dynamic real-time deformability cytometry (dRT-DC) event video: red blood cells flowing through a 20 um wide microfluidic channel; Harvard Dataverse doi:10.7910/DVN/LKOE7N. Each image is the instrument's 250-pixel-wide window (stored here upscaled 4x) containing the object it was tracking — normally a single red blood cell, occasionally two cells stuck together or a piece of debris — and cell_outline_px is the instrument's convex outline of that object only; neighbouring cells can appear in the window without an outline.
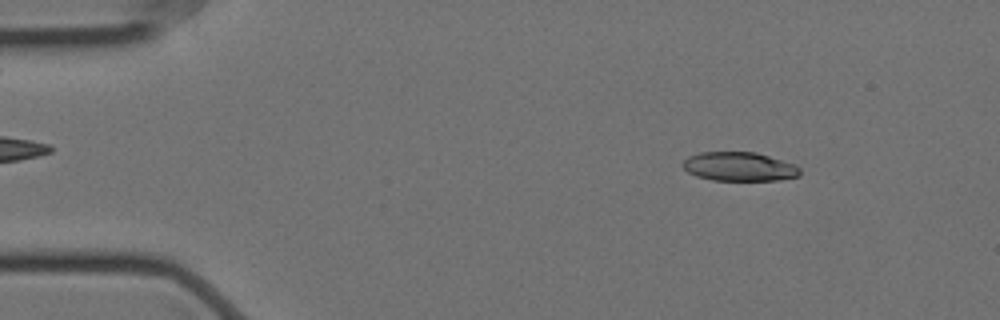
{"species": "Egyptian fruit bat (a non-hibernating species)", "species_latin": "Rousettus aegyptiacus", "temperature_condition": "cold", "stored_images_in_passage": 57, "camera_frame_rate_fps": 3000, "um_per_image_px": 0.085, "animal": {"sex": "female"}, "frame": {"image": 1, "passage_image": 7, "time_ms": 2.0, "image_size_px": [1000, 320], "cell_outline_px": [[800, 176], [780, 180], [712, 180], [696, 176], [688, 172], [680, 164], [688, 156], [700, 152], [756, 152], [796, 164], [800, 168]], "centroid_in_image_um": [62.84, 14.16], "position_along_channel_um": 22.2, "area_um2": 19.94}}
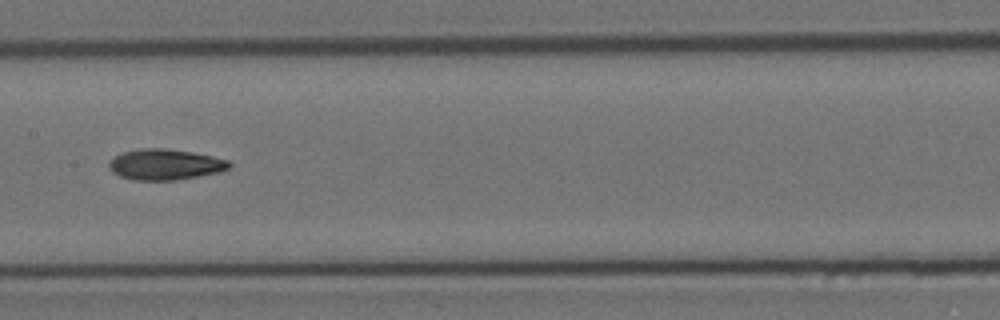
{"frame": {"image": 2, "passage_image": 28, "time_ms": 9.0, "image_size_px": [1000, 320], "cell_outline_px": [[232, 164], [228, 168], [220, 172], [200, 176], [176, 180], [132, 180], [120, 176], [112, 172], [108, 168], [108, 164], [120, 152], [140, 148], [164, 148], [192, 152], [212, 156], [228, 160]], "centroid_in_image_um": [14.02, 13.98], "position_along_channel_um": 193.4, "area_um2": 21.68}}
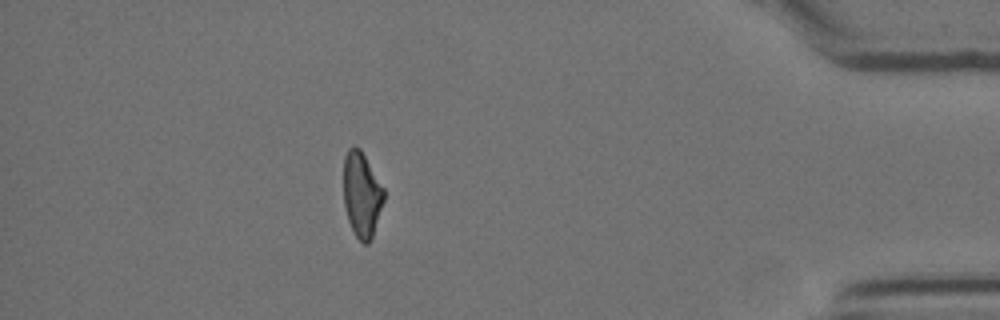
{"frame": {"image": 3, "passage_image": 50, "time_ms": 16.333, "image_size_px": [1000, 320], "cell_outline_px": [[384, 200], [372, 236], [368, 244], [364, 244], [356, 236], [348, 220], [344, 204], [344, 156], [348, 148], [360, 148], [384, 188]], "centroid_in_image_um": [30.75, 16.53], "position_along_channel_um": 404.5, "area_um2": 19.71}, "authors_computed_cell_mechanics": {"area_um2": 20.9814, "velocity_mm_per_s": 3.5247, "shape_relaxation_time_tau1_ms": 5.6034, "shape_relaxation_time_tau2_ms": 4.225, "deformation_change_tau1": 0.1846, "deformation_change_tau2": 0.1226}}